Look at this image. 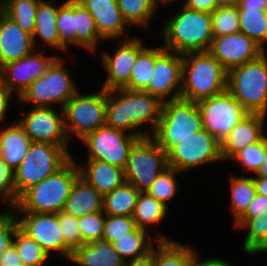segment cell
<instances>
[{
  "label": "cell",
  "mask_w": 267,
  "mask_h": 266,
  "mask_svg": "<svg viewBox=\"0 0 267 266\" xmlns=\"http://www.w3.org/2000/svg\"><path fill=\"white\" fill-rule=\"evenodd\" d=\"M161 107L162 102L145 91L125 88L106 91L105 125L138 139L152 136L159 123ZM147 124L150 127L144 130Z\"/></svg>",
  "instance_id": "cell-1"
},
{
  "label": "cell",
  "mask_w": 267,
  "mask_h": 266,
  "mask_svg": "<svg viewBox=\"0 0 267 266\" xmlns=\"http://www.w3.org/2000/svg\"><path fill=\"white\" fill-rule=\"evenodd\" d=\"M180 9L161 27L160 44L181 55L208 51L213 39L211 13L192 10L183 4Z\"/></svg>",
  "instance_id": "cell-2"
},
{
  "label": "cell",
  "mask_w": 267,
  "mask_h": 266,
  "mask_svg": "<svg viewBox=\"0 0 267 266\" xmlns=\"http://www.w3.org/2000/svg\"><path fill=\"white\" fill-rule=\"evenodd\" d=\"M74 156L57 172L25 191L13 207L15 212L50 213L63 211L72 186L80 176Z\"/></svg>",
  "instance_id": "cell-3"
},
{
  "label": "cell",
  "mask_w": 267,
  "mask_h": 266,
  "mask_svg": "<svg viewBox=\"0 0 267 266\" xmlns=\"http://www.w3.org/2000/svg\"><path fill=\"white\" fill-rule=\"evenodd\" d=\"M227 72L208 52L182 55V89L180 98L198 102L226 91Z\"/></svg>",
  "instance_id": "cell-4"
},
{
  "label": "cell",
  "mask_w": 267,
  "mask_h": 266,
  "mask_svg": "<svg viewBox=\"0 0 267 266\" xmlns=\"http://www.w3.org/2000/svg\"><path fill=\"white\" fill-rule=\"evenodd\" d=\"M226 90L250 114L267 116V51L227 72Z\"/></svg>",
  "instance_id": "cell-5"
},
{
  "label": "cell",
  "mask_w": 267,
  "mask_h": 266,
  "mask_svg": "<svg viewBox=\"0 0 267 266\" xmlns=\"http://www.w3.org/2000/svg\"><path fill=\"white\" fill-rule=\"evenodd\" d=\"M70 147L32 142L28 154L14 171L16 205L25 191L59 171L73 157Z\"/></svg>",
  "instance_id": "cell-6"
},
{
  "label": "cell",
  "mask_w": 267,
  "mask_h": 266,
  "mask_svg": "<svg viewBox=\"0 0 267 266\" xmlns=\"http://www.w3.org/2000/svg\"><path fill=\"white\" fill-rule=\"evenodd\" d=\"M64 57H58L44 75L31 83L30 87L20 96L18 104L33 105L32 107H44L63 109L65 104L79 90L72 78V70L66 68ZM69 71L71 74H69Z\"/></svg>",
  "instance_id": "cell-7"
},
{
  "label": "cell",
  "mask_w": 267,
  "mask_h": 266,
  "mask_svg": "<svg viewBox=\"0 0 267 266\" xmlns=\"http://www.w3.org/2000/svg\"><path fill=\"white\" fill-rule=\"evenodd\" d=\"M201 129L202 120L197 102L179 98L162 103L159 123L151 137L168 153L179 141Z\"/></svg>",
  "instance_id": "cell-8"
},
{
  "label": "cell",
  "mask_w": 267,
  "mask_h": 266,
  "mask_svg": "<svg viewBox=\"0 0 267 266\" xmlns=\"http://www.w3.org/2000/svg\"><path fill=\"white\" fill-rule=\"evenodd\" d=\"M64 128L71 144V136L83 139L105 125L106 90L83 93L78 90L63 107Z\"/></svg>",
  "instance_id": "cell-9"
},
{
  "label": "cell",
  "mask_w": 267,
  "mask_h": 266,
  "mask_svg": "<svg viewBox=\"0 0 267 266\" xmlns=\"http://www.w3.org/2000/svg\"><path fill=\"white\" fill-rule=\"evenodd\" d=\"M168 168L167 153L151 137L138 139L129 150L125 181L146 192Z\"/></svg>",
  "instance_id": "cell-10"
},
{
  "label": "cell",
  "mask_w": 267,
  "mask_h": 266,
  "mask_svg": "<svg viewBox=\"0 0 267 266\" xmlns=\"http://www.w3.org/2000/svg\"><path fill=\"white\" fill-rule=\"evenodd\" d=\"M221 161L220 142L205 129L179 141L167 153L168 167L184 174L191 169Z\"/></svg>",
  "instance_id": "cell-11"
},
{
  "label": "cell",
  "mask_w": 267,
  "mask_h": 266,
  "mask_svg": "<svg viewBox=\"0 0 267 266\" xmlns=\"http://www.w3.org/2000/svg\"><path fill=\"white\" fill-rule=\"evenodd\" d=\"M201 114L202 128L220 143L235 126L250 113L233 96L225 92L197 102Z\"/></svg>",
  "instance_id": "cell-12"
},
{
  "label": "cell",
  "mask_w": 267,
  "mask_h": 266,
  "mask_svg": "<svg viewBox=\"0 0 267 266\" xmlns=\"http://www.w3.org/2000/svg\"><path fill=\"white\" fill-rule=\"evenodd\" d=\"M137 140L136 136L104 125L87 134L81 142L87 146L86 160H100L125 170L129 150Z\"/></svg>",
  "instance_id": "cell-13"
},
{
  "label": "cell",
  "mask_w": 267,
  "mask_h": 266,
  "mask_svg": "<svg viewBox=\"0 0 267 266\" xmlns=\"http://www.w3.org/2000/svg\"><path fill=\"white\" fill-rule=\"evenodd\" d=\"M19 228L30 238L36 240L51 257L59 255L70 260L72 250L64 243L58 213L15 212Z\"/></svg>",
  "instance_id": "cell-14"
},
{
  "label": "cell",
  "mask_w": 267,
  "mask_h": 266,
  "mask_svg": "<svg viewBox=\"0 0 267 266\" xmlns=\"http://www.w3.org/2000/svg\"><path fill=\"white\" fill-rule=\"evenodd\" d=\"M39 50L0 68V83L15 95L17 101L31 83L44 75L59 57L57 53L48 55Z\"/></svg>",
  "instance_id": "cell-15"
},
{
  "label": "cell",
  "mask_w": 267,
  "mask_h": 266,
  "mask_svg": "<svg viewBox=\"0 0 267 266\" xmlns=\"http://www.w3.org/2000/svg\"><path fill=\"white\" fill-rule=\"evenodd\" d=\"M150 80L151 84L145 92L157 97L162 103L179 99L182 89V55L158 45Z\"/></svg>",
  "instance_id": "cell-16"
},
{
  "label": "cell",
  "mask_w": 267,
  "mask_h": 266,
  "mask_svg": "<svg viewBox=\"0 0 267 266\" xmlns=\"http://www.w3.org/2000/svg\"><path fill=\"white\" fill-rule=\"evenodd\" d=\"M147 46L140 37L135 34L123 41L119 40L113 55L110 52H101V67L107 77L101 88L106 91L124 88L130 80L132 67L138 54Z\"/></svg>",
  "instance_id": "cell-17"
},
{
  "label": "cell",
  "mask_w": 267,
  "mask_h": 266,
  "mask_svg": "<svg viewBox=\"0 0 267 266\" xmlns=\"http://www.w3.org/2000/svg\"><path fill=\"white\" fill-rule=\"evenodd\" d=\"M17 121L25 129L32 142H46L70 146L64 128L63 109L31 107Z\"/></svg>",
  "instance_id": "cell-18"
},
{
  "label": "cell",
  "mask_w": 267,
  "mask_h": 266,
  "mask_svg": "<svg viewBox=\"0 0 267 266\" xmlns=\"http://www.w3.org/2000/svg\"><path fill=\"white\" fill-rule=\"evenodd\" d=\"M208 52L229 72L258 59L266 51L246 34L238 32L214 37Z\"/></svg>",
  "instance_id": "cell-19"
},
{
  "label": "cell",
  "mask_w": 267,
  "mask_h": 266,
  "mask_svg": "<svg viewBox=\"0 0 267 266\" xmlns=\"http://www.w3.org/2000/svg\"><path fill=\"white\" fill-rule=\"evenodd\" d=\"M92 15L99 36L104 41L131 38L130 27L122 17L116 0H77Z\"/></svg>",
  "instance_id": "cell-20"
},
{
  "label": "cell",
  "mask_w": 267,
  "mask_h": 266,
  "mask_svg": "<svg viewBox=\"0 0 267 266\" xmlns=\"http://www.w3.org/2000/svg\"><path fill=\"white\" fill-rule=\"evenodd\" d=\"M266 120V115L249 114L240 121L220 143V153L223 162H228L245 146L261 140L267 133L265 132Z\"/></svg>",
  "instance_id": "cell-21"
},
{
  "label": "cell",
  "mask_w": 267,
  "mask_h": 266,
  "mask_svg": "<svg viewBox=\"0 0 267 266\" xmlns=\"http://www.w3.org/2000/svg\"><path fill=\"white\" fill-rule=\"evenodd\" d=\"M35 50L32 35L0 10V68Z\"/></svg>",
  "instance_id": "cell-22"
},
{
  "label": "cell",
  "mask_w": 267,
  "mask_h": 266,
  "mask_svg": "<svg viewBox=\"0 0 267 266\" xmlns=\"http://www.w3.org/2000/svg\"><path fill=\"white\" fill-rule=\"evenodd\" d=\"M80 176L103 196L125 182L124 169L100 160H87L79 164Z\"/></svg>",
  "instance_id": "cell-23"
},
{
  "label": "cell",
  "mask_w": 267,
  "mask_h": 266,
  "mask_svg": "<svg viewBox=\"0 0 267 266\" xmlns=\"http://www.w3.org/2000/svg\"><path fill=\"white\" fill-rule=\"evenodd\" d=\"M11 123L0 125V157L15 171L28 154L32 141L18 121Z\"/></svg>",
  "instance_id": "cell-24"
},
{
  "label": "cell",
  "mask_w": 267,
  "mask_h": 266,
  "mask_svg": "<svg viewBox=\"0 0 267 266\" xmlns=\"http://www.w3.org/2000/svg\"><path fill=\"white\" fill-rule=\"evenodd\" d=\"M103 198L82 176L74 182L63 211L75 218L92 212L103 211Z\"/></svg>",
  "instance_id": "cell-25"
},
{
  "label": "cell",
  "mask_w": 267,
  "mask_h": 266,
  "mask_svg": "<svg viewBox=\"0 0 267 266\" xmlns=\"http://www.w3.org/2000/svg\"><path fill=\"white\" fill-rule=\"evenodd\" d=\"M79 266H124L125 262L106 241H93L83 244L72 251L70 260Z\"/></svg>",
  "instance_id": "cell-26"
},
{
  "label": "cell",
  "mask_w": 267,
  "mask_h": 266,
  "mask_svg": "<svg viewBox=\"0 0 267 266\" xmlns=\"http://www.w3.org/2000/svg\"><path fill=\"white\" fill-rule=\"evenodd\" d=\"M59 5L58 3H53L47 0H41L37 7V13L35 16V30L32 34V41L35 50H38L36 41L38 37L41 42L47 44H40L38 46L45 47L50 46L54 53L56 50L60 51V39L58 36V29L56 24V19L58 15ZM37 43V44H36Z\"/></svg>",
  "instance_id": "cell-27"
},
{
  "label": "cell",
  "mask_w": 267,
  "mask_h": 266,
  "mask_svg": "<svg viewBox=\"0 0 267 266\" xmlns=\"http://www.w3.org/2000/svg\"><path fill=\"white\" fill-rule=\"evenodd\" d=\"M73 30L75 47L96 54L99 43L105 42L98 34L95 21L89 11L77 0H73Z\"/></svg>",
  "instance_id": "cell-28"
},
{
  "label": "cell",
  "mask_w": 267,
  "mask_h": 266,
  "mask_svg": "<svg viewBox=\"0 0 267 266\" xmlns=\"http://www.w3.org/2000/svg\"><path fill=\"white\" fill-rule=\"evenodd\" d=\"M149 231L137 228L127 237L119 238L113 242L114 249L119 253L124 262L147 255L154 248V239L158 241H172L166 235L157 232V237H152Z\"/></svg>",
  "instance_id": "cell-29"
},
{
  "label": "cell",
  "mask_w": 267,
  "mask_h": 266,
  "mask_svg": "<svg viewBox=\"0 0 267 266\" xmlns=\"http://www.w3.org/2000/svg\"><path fill=\"white\" fill-rule=\"evenodd\" d=\"M233 223L235 228L247 231L242 241L247 255L267 253V212L252 219H237Z\"/></svg>",
  "instance_id": "cell-30"
},
{
  "label": "cell",
  "mask_w": 267,
  "mask_h": 266,
  "mask_svg": "<svg viewBox=\"0 0 267 266\" xmlns=\"http://www.w3.org/2000/svg\"><path fill=\"white\" fill-rule=\"evenodd\" d=\"M169 208L163 203L159 202L155 197L148 195L146 192H140L132 217L136 223L137 228L150 230L148 228H155L168 217Z\"/></svg>",
  "instance_id": "cell-31"
},
{
  "label": "cell",
  "mask_w": 267,
  "mask_h": 266,
  "mask_svg": "<svg viewBox=\"0 0 267 266\" xmlns=\"http://www.w3.org/2000/svg\"><path fill=\"white\" fill-rule=\"evenodd\" d=\"M122 17L130 28L149 29L156 12L160 10L154 0H116Z\"/></svg>",
  "instance_id": "cell-32"
},
{
  "label": "cell",
  "mask_w": 267,
  "mask_h": 266,
  "mask_svg": "<svg viewBox=\"0 0 267 266\" xmlns=\"http://www.w3.org/2000/svg\"><path fill=\"white\" fill-rule=\"evenodd\" d=\"M154 246V266H192L195 249L178 240L158 241Z\"/></svg>",
  "instance_id": "cell-33"
},
{
  "label": "cell",
  "mask_w": 267,
  "mask_h": 266,
  "mask_svg": "<svg viewBox=\"0 0 267 266\" xmlns=\"http://www.w3.org/2000/svg\"><path fill=\"white\" fill-rule=\"evenodd\" d=\"M139 193L134 185L125 181L104 195L103 212L113 216H132Z\"/></svg>",
  "instance_id": "cell-34"
},
{
  "label": "cell",
  "mask_w": 267,
  "mask_h": 266,
  "mask_svg": "<svg viewBox=\"0 0 267 266\" xmlns=\"http://www.w3.org/2000/svg\"><path fill=\"white\" fill-rule=\"evenodd\" d=\"M230 212L235 222L247 209L256 194L254 177L230 175Z\"/></svg>",
  "instance_id": "cell-35"
},
{
  "label": "cell",
  "mask_w": 267,
  "mask_h": 266,
  "mask_svg": "<svg viewBox=\"0 0 267 266\" xmlns=\"http://www.w3.org/2000/svg\"><path fill=\"white\" fill-rule=\"evenodd\" d=\"M240 32L258 43L265 51L267 45V10L238 8Z\"/></svg>",
  "instance_id": "cell-36"
},
{
  "label": "cell",
  "mask_w": 267,
  "mask_h": 266,
  "mask_svg": "<svg viewBox=\"0 0 267 266\" xmlns=\"http://www.w3.org/2000/svg\"><path fill=\"white\" fill-rule=\"evenodd\" d=\"M41 0H0V10L29 34L35 30V16Z\"/></svg>",
  "instance_id": "cell-37"
},
{
  "label": "cell",
  "mask_w": 267,
  "mask_h": 266,
  "mask_svg": "<svg viewBox=\"0 0 267 266\" xmlns=\"http://www.w3.org/2000/svg\"><path fill=\"white\" fill-rule=\"evenodd\" d=\"M155 64V47H145L137 56L132 67L129 83L124 87L129 90L145 91L151 84Z\"/></svg>",
  "instance_id": "cell-38"
},
{
  "label": "cell",
  "mask_w": 267,
  "mask_h": 266,
  "mask_svg": "<svg viewBox=\"0 0 267 266\" xmlns=\"http://www.w3.org/2000/svg\"><path fill=\"white\" fill-rule=\"evenodd\" d=\"M13 245L18 256L26 266H46L49 255L42 249L41 245L25 234L19 227L16 229Z\"/></svg>",
  "instance_id": "cell-39"
},
{
  "label": "cell",
  "mask_w": 267,
  "mask_h": 266,
  "mask_svg": "<svg viewBox=\"0 0 267 266\" xmlns=\"http://www.w3.org/2000/svg\"><path fill=\"white\" fill-rule=\"evenodd\" d=\"M168 167L165 169L153 182V184L147 189L146 193L152 197H155L159 202L163 203L169 208L168 202L178 191V175L183 173ZM177 176V177H176Z\"/></svg>",
  "instance_id": "cell-40"
},
{
  "label": "cell",
  "mask_w": 267,
  "mask_h": 266,
  "mask_svg": "<svg viewBox=\"0 0 267 266\" xmlns=\"http://www.w3.org/2000/svg\"><path fill=\"white\" fill-rule=\"evenodd\" d=\"M58 36L60 39V53L75 46V31L73 30V0L60 2L56 19Z\"/></svg>",
  "instance_id": "cell-41"
},
{
  "label": "cell",
  "mask_w": 267,
  "mask_h": 266,
  "mask_svg": "<svg viewBox=\"0 0 267 266\" xmlns=\"http://www.w3.org/2000/svg\"><path fill=\"white\" fill-rule=\"evenodd\" d=\"M213 38L240 32L238 7L216 8L211 13Z\"/></svg>",
  "instance_id": "cell-42"
},
{
  "label": "cell",
  "mask_w": 267,
  "mask_h": 266,
  "mask_svg": "<svg viewBox=\"0 0 267 266\" xmlns=\"http://www.w3.org/2000/svg\"><path fill=\"white\" fill-rule=\"evenodd\" d=\"M265 157V136L258 142L249 144L238 151L229 161H235L241 165L243 175L249 174L252 176L258 171L263 164ZM248 172V173H247Z\"/></svg>",
  "instance_id": "cell-43"
},
{
  "label": "cell",
  "mask_w": 267,
  "mask_h": 266,
  "mask_svg": "<svg viewBox=\"0 0 267 266\" xmlns=\"http://www.w3.org/2000/svg\"><path fill=\"white\" fill-rule=\"evenodd\" d=\"M137 229L132 216L106 215L103 229V241L111 244L119 238L127 237Z\"/></svg>",
  "instance_id": "cell-44"
},
{
  "label": "cell",
  "mask_w": 267,
  "mask_h": 266,
  "mask_svg": "<svg viewBox=\"0 0 267 266\" xmlns=\"http://www.w3.org/2000/svg\"><path fill=\"white\" fill-rule=\"evenodd\" d=\"M106 214L103 211L92 212L78 218V226L82 236V245L103 240V229Z\"/></svg>",
  "instance_id": "cell-45"
},
{
  "label": "cell",
  "mask_w": 267,
  "mask_h": 266,
  "mask_svg": "<svg viewBox=\"0 0 267 266\" xmlns=\"http://www.w3.org/2000/svg\"><path fill=\"white\" fill-rule=\"evenodd\" d=\"M59 225L64 243L73 251L82 245V236L78 226V218L66 214L64 211L58 212Z\"/></svg>",
  "instance_id": "cell-46"
},
{
  "label": "cell",
  "mask_w": 267,
  "mask_h": 266,
  "mask_svg": "<svg viewBox=\"0 0 267 266\" xmlns=\"http://www.w3.org/2000/svg\"><path fill=\"white\" fill-rule=\"evenodd\" d=\"M19 227L13 207L0 212V255L13 245L16 229Z\"/></svg>",
  "instance_id": "cell-47"
},
{
  "label": "cell",
  "mask_w": 267,
  "mask_h": 266,
  "mask_svg": "<svg viewBox=\"0 0 267 266\" xmlns=\"http://www.w3.org/2000/svg\"><path fill=\"white\" fill-rule=\"evenodd\" d=\"M0 197L7 207L16 206V191L14 188V170L0 157Z\"/></svg>",
  "instance_id": "cell-48"
},
{
  "label": "cell",
  "mask_w": 267,
  "mask_h": 266,
  "mask_svg": "<svg viewBox=\"0 0 267 266\" xmlns=\"http://www.w3.org/2000/svg\"><path fill=\"white\" fill-rule=\"evenodd\" d=\"M267 212V197L263 194H255L246 211L238 219H252Z\"/></svg>",
  "instance_id": "cell-49"
},
{
  "label": "cell",
  "mask_w": 267,
  "mask_h": 266,
  "mask_svg": "<svg viewBox=\"0 0 267 266\" xmlns=\"http://www.w3.org/2000/svg\"><path fill=\"white\" fill-rule=\"evenodd\" d=\"M185 7L201 12L212 13L217 8L216 0H183Z\"/></svg>",
  "instance_id": "cell-50"
},
{
  "label": "cell",
  "mask_w": 267,
  "mask_h": 266,
  "mask_svg": "<svg viewBox=\"0 0 267 266\" xmlns=\"http://www.w3.org/2000/svg\"><path fill=\"white\" fill-rule=\"evenodd\" d=\"M14 94L0 83V124L4 123Z\"/></svg>",
  "instance_id": "cell-51"
},
{
  "label": "cell",
  "mask_w": 267,
  "mask_h": 266,
  "mask_svg": "<svg viewBox=\"0 0 267 266\" xmlns=\"http://www.w3.org/2000/svg\"><path fill=\"white\" fill-rule=\"evenodd\" d=\"M22 260L18 256L14 245H11L0 255V266H22Z\"/></svg>",
  "instance_id": "cell-52"
},
{
  "label": "cell",
  "mask_w": 267,
  "mask_h": 266,
  "mask_svg": "<svg viewBox=\"0 0 267 266\" xmlns=\"http://www.w3.org/2000/svg\"><path fill=\"white\" fill-rule=\"evenodd\" d=\"M192 266H235L226 261V259H221L219 257H209L200 258L199 254L196 252L194 254L193 264Z\"/></svg>",
  "instance_id": "cell-53"
},
{
  "label": "cell",
  "mask_w": 267,
  "mask_h": 266,
  "mask_svg": "<svg viewBox=\"0 0 267 266\" xmlns=\"http://www.w3.org/2000/svg\"><path fill=\"white\" fill-rule=\"evenodd\" d=\"M124 266H154V248L145 256L125 262Z\"/></svg>",
  "instance_id": "cell-54"
},
{
  "label": "cell",
  "mask_w": 267,
  "mask_h": 266,
  "mask_svg": "<svg viewBox=\"0 0 267 266\" xmlns=\"http://www.w3.org/2000/svg\"><path fill=\"white\" fill-rule=\"evenodd\" d=\"M238 8H259L267 10V0H238Z\"/></svg>",
  "instance_id": "cell-55"
},
{
  "label": "cell",
  "mask_w": 267,
  "mask_h": 266,
  "mask_svg": "<svg viewBox=\"0 0 267 266\" xmlns=\"http://www.w3.org/2000/svg\"><path fill=\"white\" fill-rule=\"evenodd\" d=\"M256 193L263 194L267 197V178L254 177Z\"/></svg>",
  "instance_id": "cell-56"
},
{
  "label": "cell",
  "mask_w": 267,
  "mask_h": 266,
  "mask_svg": "<svg viewBox=\"0 0 267 266\" xmlns=\"http://www.w3.org/2000/svg\"><path fill=\"white\" fill-rule=\"evenodd\" d=\"M253 177H263L267 178V134L265 135V157L263 164L259 167L258 171L253 175Z\"/></svg>",
  "instance_id": "cell-57"
},
{
  "label": "cell",
  "mask_w": 267,
  "mask_h": 266,
  "mask_svg": "<svg viewBox=\"0 0 267 266\" xmlns=\"http://www.w3.org/2000/svg\"><path fill=\"white\" fill-rule=\"evenodd\" d=\"M217 8L234 7L237 6L238 0H216Z\"/></svg>",
  "instance_id": "cell-58"
},
{
  "label": "cell",
  "mask_w": 267,
  "mask_h": 266,
  "mask_svg": "<svg viewBox=\"0 0 267 266\" xmlns=\"http://www.w3.org/2000/svg\"><path fill=\"white\" fill-rule=\"evenodd\" d=\"M158 5L160 4V5H162L163 4V6H166V5H168L169 3L171 4H173L174 2H180V1H182V0H154Z\"/></svg>",
  "instance_id": "cell-59"
},
{
  "label": "cell",
  "mask_w": 267,
  "mask_h": 266,
  "mask_svg": "<svg viewBox=\"0 0 267 266\" xmlns=\"http://www.w3.org/2000/svg\"><path fill=\"white\" fill-rule=\"evenodd\" d=\"M0 202H2L1 204L7 205L1 197H0Z\"/></svg>",
  "instance_id": "cell-60"
}]
</instances>
